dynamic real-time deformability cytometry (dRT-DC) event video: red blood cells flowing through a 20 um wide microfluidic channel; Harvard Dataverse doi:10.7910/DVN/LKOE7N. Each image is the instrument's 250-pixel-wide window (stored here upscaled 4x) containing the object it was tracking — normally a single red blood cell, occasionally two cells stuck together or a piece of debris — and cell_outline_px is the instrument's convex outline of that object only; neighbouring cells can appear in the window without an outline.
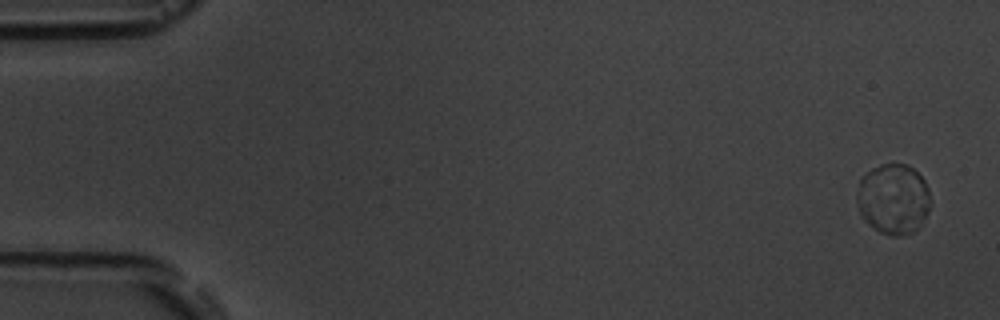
{"species": "common noctule bat (a hibernating species)", "species_latin": "Nyctalus noctula", "temperature_condition": "room temperature", "stored_images_in_passage": 6, "camera_frame_rate_fps": 3000, "um_per_image_px": 0.085, "animal": {"sex": "male", "body_mass_g": 19.5, "forearm_length_mm": 54.6}, "frame": {"image": 1, "passage_image": 1, "time_ms": 0.0, "image_size_px": [1000, 320], "cell_outline_px": [[928, 212], [920, 228], [912, 232], [896, 236], [892, 236], [880, 232], [868, 224], [860, 216], [856, 200], [856, 196], [860, 176], [872, 168], [880, 164], [908, 164], [924, 180], [928, 188]], "centroid_in_image_um": [75.89, 16.91], "position_along_channel_um": 9.1, "area_um2": 30.4}}
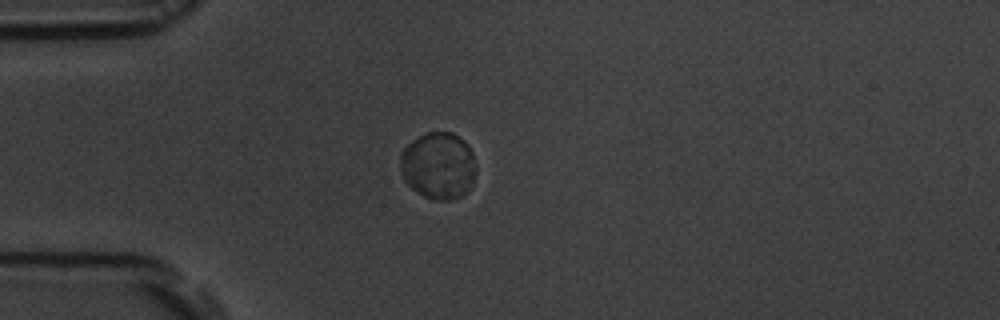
{"frame": {"image": 2, "passage_image": 5, "time_ms": 4.667, "image_size_px": [1000, 320], "cell_outline_px": [[476, 172], [468, 188], [460, 196], [448, 200], [436, 200], [424, 196], [412, 188], [404, 180], [400, 168], [400, 152], [412, 140], [428, 132], [452, 132], [464, 140], [468, 144], [472, 152], [476, 168]], "centroid_in_image_um": [37.25, 14.06], "position_along_channel_um": 47.8, "area_um2": 29.42}}